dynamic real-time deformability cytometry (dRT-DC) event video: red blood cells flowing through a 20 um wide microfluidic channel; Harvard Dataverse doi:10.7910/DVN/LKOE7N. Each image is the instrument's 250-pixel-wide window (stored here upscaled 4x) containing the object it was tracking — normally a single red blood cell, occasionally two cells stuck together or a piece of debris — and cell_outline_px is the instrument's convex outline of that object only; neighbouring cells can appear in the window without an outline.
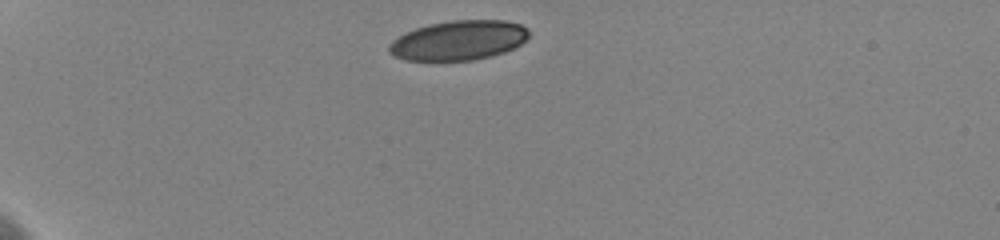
{"species": "human", "species_latin": "Homo sapiens", "temperature_condition": "cold", "stored_images_in_passage": 7, "camera_frame_rate_fps": 3000, "um_per_image_px": 0.085, "donor": {"sex": "female"}, "frame": {"image": 1, "passage_image": 1, "time_ms": 0.0, "image_size_px": [1000, 240], "cell_outline_px": [[528, 40], [504, 52], [492, 56], [472, 60], [404, 60], [388, 52], [388, 44], [392, 40], [416, 28], [428, 24], [452, 20], [504, 20], [520, 24], [528, 28]], "centroid_in_image_um": [39.0, 3.42], "position_along_channel_um": 46.0, "area_um2": 32.25}}